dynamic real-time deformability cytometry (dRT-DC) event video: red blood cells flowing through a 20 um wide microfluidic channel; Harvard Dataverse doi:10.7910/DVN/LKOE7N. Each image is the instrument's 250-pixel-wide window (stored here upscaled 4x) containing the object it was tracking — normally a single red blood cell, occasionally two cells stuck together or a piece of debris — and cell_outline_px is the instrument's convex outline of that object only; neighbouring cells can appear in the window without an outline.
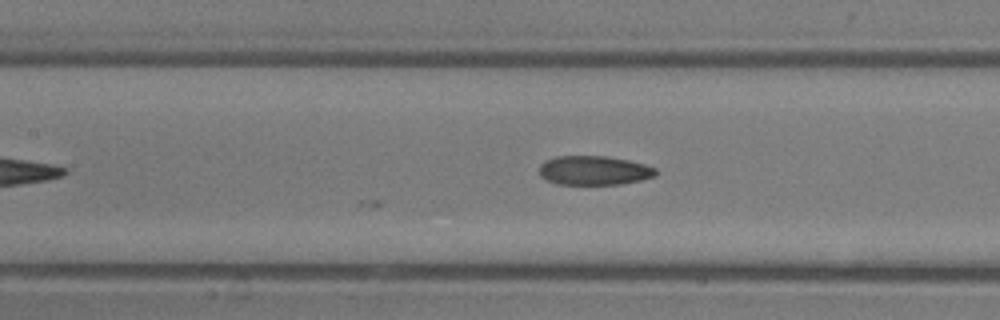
{"species": "common noctule bat (a hibernating species)", "species_latin": "Nyctalus noctula", "temperature_condition": "room temperature", "stored_images_in_passage": 9, "camera_frame_rate_fps": 3000, "um_per_image_px": 0.085, "animal": {"sex": "male", "body_mass_g": 13.3}, "frame": {"image": 1, "passage_image": 9, "time_ms": 2.667, "image_size_px": [1000, 320], "cell_outline_px": [[656, 176], [640, 180], [620, 184], [556, 184], [540, 176], [540, 164], [544, 160], [556, 156], [604, 156], [628, 160], [644, 164], [656, 168]], "centroid_in_image_um": [50.47, 14.48], "position_along_channel_um": 156.9, "area_um2": 19.77}}